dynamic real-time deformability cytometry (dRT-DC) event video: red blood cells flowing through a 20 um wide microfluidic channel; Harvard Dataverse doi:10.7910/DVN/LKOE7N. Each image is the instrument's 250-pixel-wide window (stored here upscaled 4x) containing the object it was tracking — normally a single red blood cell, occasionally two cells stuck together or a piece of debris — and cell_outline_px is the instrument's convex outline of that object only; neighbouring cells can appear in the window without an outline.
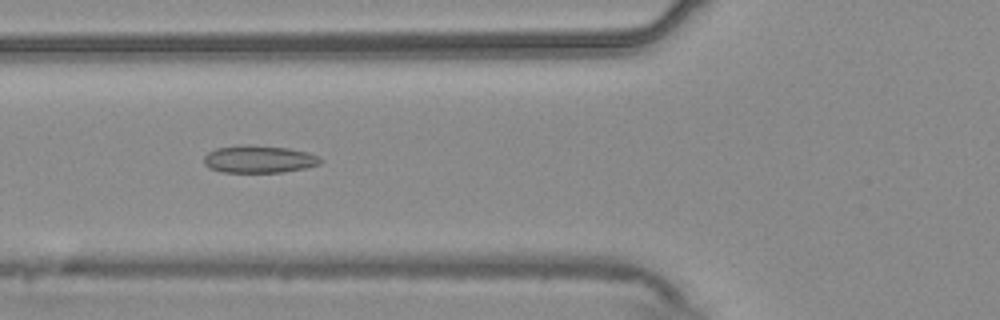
{"species": "common noctule bat (a hibernating species)", "species_latin": "Nyctalus noctula", "temperature_condition": "warm", "stored_images_in_passage": 39, "camera_frame_rate_fps": 3000, "um_per_image_px": 0.085, "animal": {"sex": "male", "body_mass_g": 20.4}, "frame": {"image": 1, "passage_image": 4, "time_ms": 1.0, "image_size_px": [1000, 320], "cell_outline_px": [[324, 160], [320, 164], [308, 168], [280, 172], [220, 172], [208, 168], [204, 164], [204, 156], [208, 152], [216, 148], [240, 144], [288, 148], [308, 152], [320, 156]], "centroid_in_image_um": [22.02, 13.53], "position_along_channel_um": 103.8, "area_um2": 18.9}}
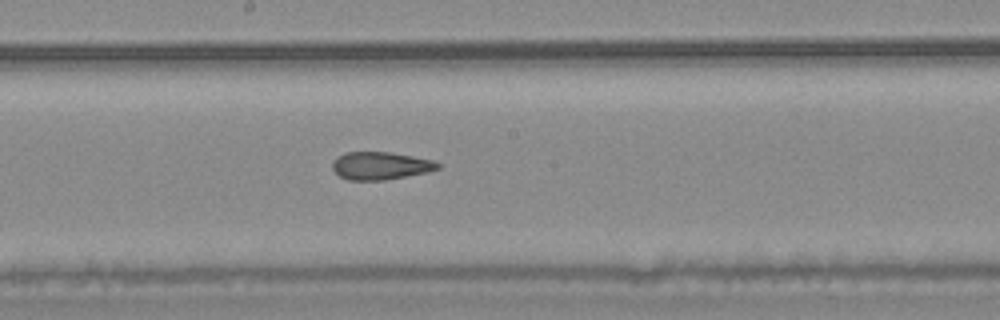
{"frame": {"image": 2, "passage_image": 13, "time_ms": 4.0, "image_size_px": [1000, 320], "cell_outline_px": [[440, 168], [424, 172], [384, 180], [348, 180], [340, 176], [332, 168], [332, 160], [336, 156], [344, 152], [388, 152], [412, 156], [432, 160], [440, 164]], "centroid_in_image_um": [32.27, 14.07], "position_along_channel_um": 215.9, "area_um2": 16.88}}
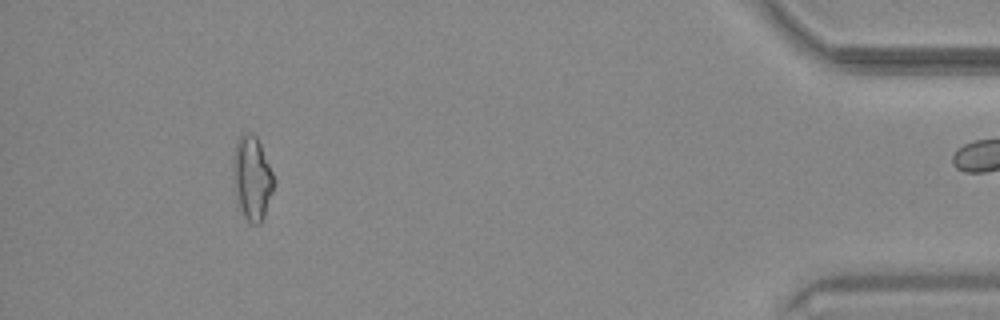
{"frame": {"image": 3, "passage_image": 34, "time_ms": 11.0, "image_size_px": [1000, 320], "cell_outline_px": [[276, 180], [264, 216], [260, 224], [252, 224], [244, 216], [240, 208], [236, 196], [232, 176], [232, 156], [236, 140], [244, 132], [252, 132], [256, 136], [260, 144]], "centroid_in_image_um": [21.4, 15.09], "position_along_channel_um": 413.8, "area_um2": 20.11}, "authors_computed_cell_mechanics": {"area_um2": 17.8024, "velocity_mm_per_s": 3.7183, "shape_relaxation_time_tau1_ms": null, "shape_relaxation_time_tau2_ms": 2.3685, "deformation_change_tau1": null, "deformation_change_tau2": 0.0996}}